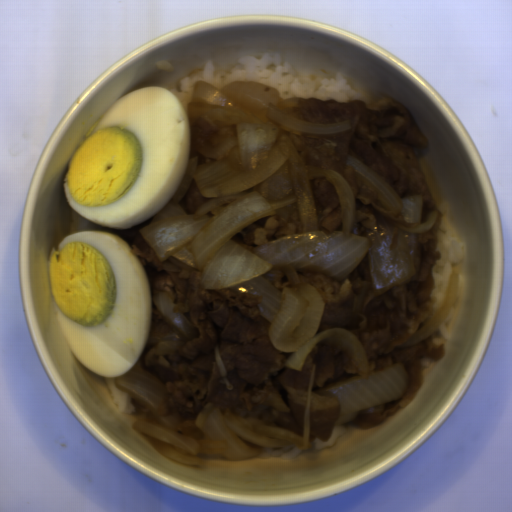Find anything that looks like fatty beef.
Instances as JSON below:
<instances>
[{"label": "fatty beef", "instance_id": "7934fd38", "mask_svg": "<svg viewBox=\"0 0 512 512\" xmlns=\"http://www.w3.org/2000/svg\"><path fill=\"white\" fill-rule=\"evenodd\" d=\"M211 198H205L201 194L198 186L192 178L186 193L178 203L184 208L186 213L194 215L197 208L203 203L208 202Z\"/></svg>", "mask_w": 512, "mask_h": 512}, {"label": "fatty beef", "instance_id": "5ad873be", "mask_svg": "<svg viewBox=\"0 0 512 512\" xmlns=\"http://www.w3.org/2000/svg\"><path fill=\"white\" fill-rule=\"evenodd\" d=\"M298 104L304 120L310 122L350 120L351 131L333 136L286 133L306 166L336 170L348 183L356 202L352 233L367 236L368 229H378L376 214L390 222H404L405 218L396 210L385 209L376 192L356 177L347 164L349 155L376 171L399 198L422 195L423 221L438 211L414 151L429 148V143L407 107L388 97L369 105L359 100L342 102L312 96L299 98Z\"/></svg>", "mask_w": 512, "mask_h": 512}, {"label": "fatty beef", "instance_id": "51303b74", "mask_svg": "<svg viewBox=\"0 0 512 512\" xmlns=\"http://www.w3.org/2000/svg\"><path fill=\"white\" fill-rule=\"evenodd\" d=\"M314 198L318 230L325 233L340 231L343 228L342 213L336 189L327 177L310 179Z\"/></svg>", "mask_w": 512, "mask_h": 512}, {"label": "fatty beef", "instance_id": "2513f850", "mask_svg": "<svg viewBox=\"0 0 512 512\" xmlns=\"http://www.w3.org/2000/svg\"><path fill=\"white\" fill-rule=\"evenodd\" d=\"M300 231H303L302 218L297 213L288 218H282L280 215L266 217L236 234L245 244L254 246Z\"/></svg>", "mask_w": 512, "mask_h": 512}, {"label": "fatty beef", "instance_id": "1bbc456c", "mask_svg": "<svg viewBox=\"0 0 512 512\" xmlns=\"http://www.w3.org/2000/svg\"><path fill=\"white\" fill-rule=\"evenodd\" d=\"M414 258L416 274L375 296L371 289L368 252L342 281L322 272L298 270L322 297L325 307L318 333L329 327L351 331L368 358L369 374L391 364L408 372V383L401 398L358 412L349 422L363 429L376 427L401 411L417 395L421 385L420 360H439L446 355L443 339L431 334L415 345L399 348L426 323L433 312L432 274L442 257L439 242L431 230L417 234Z\"/></svg>", "mask_w": 512, "mask_h": 512}, {"label": "fatty beef", "instance_id": "8fa450e3", "mask_svg": "<svg viewBox=\"0 0 512 512\" xmlns=\"http://www.w3.org/2000/svg\"><path fill=\"white\" fill-rule=\"evenodd\" d=\"M128 247L146 270L152 296L168 292L173 312L183 315L198 334L178 352L157 354L160 338L172 329L152 298L149 335L136 366L166 388L159 415L177 416L181 433L199 440L203 434L196 417L212 403L223 413L255 417L302 437L315 365L309 444L330 440L340 406L334 396L315 390L362 376L346 349L316 344L301 370L292 371L284 365L291 353L279 351L269 340L271 323L260 315L259 295L210 290L200 271L166 270L141 234Z\"/></svg>", "mask_w": 512, "mask_h": 512}]
</instances>
